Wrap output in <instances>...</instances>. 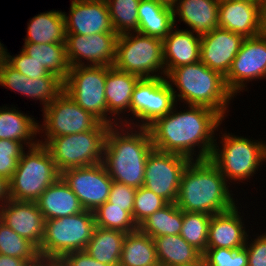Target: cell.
Segmentation results:
<instances>
[{
	"instance_id": "obj_24",
	"label": "cell",
	"mask_w": 266,
	"mask_h": 266,
	"mask_svg": "<svg viewBox=\"0 0 266 266\" xmlns=\"http://www.w3.org/2000/svg\"><path fill=\"white\" fill-rule=\"evenodd\" d=\"M219 2L220 0H177L173 8L174 26L183 22L188 27L187 30L200 36L211 32L219 27Z\"/></svg>"
},
{
	"instance_id": "obj_5",
	"label": "cell",
	"mask_w": 266,
	"mask_h": 266,
	"mask_svg": "<svg viewBox=\"0 0 266 266\" xmlns=\"http://www.w3.org/2000/svg\"><path fill=\"white\" fill-rule=\"evenodd\" d=\"M220 127L221 125V132L219 137L216 133L209 161L221 172L230 186L240 182L248 184L246 182L258 174L262 165H265L264 162L266 163V141L249 139L241 134L235 135Z\"/></svg>"
},
{
	"instance_id": "obj_11",
	"label": "cell",
	"mask_w": 266,
	"mask_h": 266,
	"mask_svg": "<svg viewBox=\"0 0 266 266\" xmlns=\"http://www.w3.org/2000/svg\"><path fill=\"white\" fill-rule=\"evenodd\" d=\"M106 66L70 67L64 92L83 110L107 124Z\"/></svg>"
},
{
	"instance_id": "obj_19",
	"label": "cell",
	"mask_w": 266,
	"mask_h": 266,
	"mask_svg": "<svg viewBox=\"0 0 266 266\" xmlns=\"http://www.w3.org/2000/svg\"><path fill=\"white\" fill-rule=\"evenodd\" d=\"M139 80L138 76L106 66L107 125L129 126L130 103Z\"/></svg>"
},
{
	"instance_id": "obj_46",
	"label": "cell",
	"mask_w": 266,
	"mask_h": 266,
	"mask_svg": "<svg viewBox=\"0 0 266 266\" xmlns=\"http://www.w3.org/2000/svg\"><path fill=\"white\" fill-rule=\"evenodd\" d=\"M63 259L69 264V266H111L98 262L84 250L66 254Z\"/></svg>"
},
{
	"instance_id": "obj_15",
	"label": "cell",
	"mask_w": 266,
	"mask_h": 266,
	"mask_svg": "<svg viewBox=\"0 0 266 266\" xmlns=\"http://www.w3.org/2000/svg\"><path fill=\"white\" fill-rule=\"evenodd\" d=\"M66 34L65 46L70 67L114 66L119 37L116 32L94 35Z\"/></svg>"
},
{
	"instance_id": "obj_40",
	"label": "cell",
	"mask_w": 266,
	"mask_h": 266,
	"mask_svg": "<svg viewBox=\"0 0 266 266\" xmlns=\"http://www.w3.org/2000/svg\"><path fill=\"white\" fill-rule=\"evenodd\" d=\"M202 257L208 266H248L245 246L239 249L207 248Z\"/></svg>"
},
{
	"instance_id": "obj_55",
	"label": "cell",
	"mask_w": 266,
	"mask_h": 266,
	"mask_svg": "<svg viewBox=\"0 0 266 266\" xmlns=\"http://www.w3.org/2000/svg\"><path fill=\"white\" fill-rule=\"evenodd\" d=\"M2 223V212H1V207H0V224Z\"/></svg>"
},
{
	"instance_id": "obj_23",
	"label": "cell",
	"mask_w": 266,
	"mask_h": 266,
	"mask_svg": "<svg viewBox=\"0 0 266 266\" xmlns=\"http://www.w3.org/2000/svg\"><path fill=\"white\" fill-rule=\"evenodd\" d=\"M201 36L174 26L163 39V61L165 75L174 68L200 61Z\"/></svg>"
},
{
	"instance_id": "obj_1",
	"label": "cell",
	"mask_w": 266,
	"mask_h": 266,
	"mask_svg": "<svg viewBox=\"0 0 266 266\" xmlns=\"http://www.w3.org/2000/svg\"><path fill=\"white\" fill-rule=\"evenodd\" d=\"M178 105L181 104L176 103L171 112L147 127L154 149L183 155L190 160L209 159L215 134L226 119L209 107L183 104L185 109L181 111Z\"/></svg>"
},
{
	"instance_id": "obj_54",
	"label": "cell",
	"mask_w": 266,
	"mask_h": 266,
	"mask_svg": "<svg viewBox=\"0 0 266 266\" xmlns=\"http://www.w3.org/2000/svg\"><path fill=\"white\" fill-rule=\"evenodd\" d=\"M265 32H266V0H265Z\"/></svg>"
},
{
	"instance_id": "obj_21",
	"label": "cell",
	"mask_w": 266,
	"mask_h": 266,
	"mask_svg": "<svg viewBox=\"0 0 266 266\" xmlns=\"http://www.w3.org/2000/svg\"><path fill=\"white\" fill-rule=\"evenodd\" d=\"M239 205L237 203L226 212L212 215L209 224L207 248L239 249L245 246L248 235L251 232L247 229L249 225L246 226L245 224L244 213L240 212L242 205L240 203Z\"/></svg>"
},
{
	"instance_id": "obj_50",
	"label": "cell",
	"mask_w": 266,
	"mask_h": 266,
	"mask_svg": "<svg viewBox=\"0 0 266 266\" xmlns=\"http://www.w3.org/2000/svg\"><path fill=\"white\" fill-rule=\"evenodd\" d=\"M6 56H7V48L1 43L0 41V66L4 61H6Z\"/></svg>"
},
{
	"instance_id": "obj_22",
	"label": "cell",
	"mask_w": 266,
	"mask_h": 266,
	"mask_svg": "<svg viewBox=\"0 0 266 266\" xmlns=\"http://www.w3.org/2000/svg\"><path fill=\"white\" fill-rule=\"evenodd\" d=\"M2 222L38 249L44 235L45 219L37 202L8 200L1 206Z\"/></svg>"
},
{
	"instance_id": "obj_2",
	"label": "cell",
	"mask_w": 266,
	"mask_h": 266,
	"mask_svg": "<svg viewBox=\"0 0 266 266\" xmlns=\"http://www.w3.org/2000/svg\"><path fill=\"white\" fill-rule=\"evenodd\" d=\"M153 149L148 128L110 126L105 139L103 164L113 181L137 189L144 185L147 157Z\"/></svg>"
},
{
	"instance_id": "obj_7",
	"label": "cell",
	"mask_w": 266,
	"mask_h": 266,
	"mask_svg": "<svg viewBox=\"0 0 266 266\" xmlns=\"http://www.w3.org/2000/svg\"><path fill=\"white\" fill-rule=\"evenodd\" d=\"M96 227L94 212L45 220L44 235L38 249L40 257L63 258L66 254L85 250Z\"/></svg>"
},
{
	"instance_id": "obj_38",
	"label": "cell",
	"mask_w": 266,
	"mask_h": 266,
	"mask_svg": "<svg viewBox=\"0 0 266 266\" xmlns=\"http://www.w3.org/2000/svg\"><path fill=\"white\" fill-rule=\"evenodd\" d=\"M64 92V81L56 75L49 74L37 79L27 80L25 97L33 99L42 104L43 111L46 106L56 100Z\"/></svg>"
},
{
	"instance_id": "obj_35",
	"label": "cell",
	"mask_w": 266,
	"mask_h": 266,
	"mask_svg": "<svg viewBox=\"0 0 266 266\" xmlns=\"http://www.w3.org/2000/svg\"><path fill=\"white\" fill-rule=\"evenodd\" d=\"M0 254L26 259L31 264L41 258L38 248L32 242L18 235L3 222L0 224Z\"/></svg>"
},
{
	"instance_id": "obj_56",
	"label": "cell",
	"mask_w": 266,
	"mask_h": 266,
	"mask_svg": "<svg viewBox=\"0 0 266 266\" xmlns=\"http://www.w3.org/2000/svg\"><path fill=\"white\" fill-rule=\"evenodd\" d=\"M220 1H246V0H220Z\"/></svg>"
},
{
	"instance_id": "obj_27",
	"label": "cell",
	"mask_w": 266,
	"mask_h": 266,
	"mask_svg": "<svg viewBox=\"0 0 266 266\" xmlns=\"http://www.w3.org/2000/svg\"><path fill=\"white\" fill-rule=\"evenodd\" d=\"M24 43H65L66 26L62 10L40 12L27 23Z\"/></svg>"
},
{
	"instance_id": "obj_13",
	"label": "cell",
	"mask_w": 266,
	"mask_h": 266,
	"mask_svg": "<svg viewBox=\"0 0 266 266\" xmlns=\"http://www.w3.org/2000/svg\"><path fill=\"white\" fill-rule=\"evenodd\" d=\"M190 161L183 155L153 149L147 157L143 186L168 203H176L181 175Z\"/></svg>"
},
{
	"instance_id": "obj_36",
	"label": "cell",
	"mask_w": 266,
	"mask_h": 266,
	"mask_svg": "<svg viewBox=\"0 0 266 266\" xmlns=\"http://www.w3.org/2000/svg\"><path fill=\"white\" fill-rule=\"evenodd\" d=\"M212 215L183 211L180 236L202 254L207 249L209 224Z\"/></svg>"
},
{
	"instance_id": "obj_39",
	"label": "cell",
	"mask_w": 266,
	"mask_h": 266,
	"mask_svg": "<svg viewBox=\"0 0 266 266\" xmlns=\"http://www.w3.org/2000/svg\"><path fill=\"white\" fill-rule=\"evenodd\" d=\"M167 204L168 202L165 199L144 186L137 188L133 206L134 222L139 226L151 214L162 209Z\"/></svg>"
},
{
	"instance_id": "obj_48",
	"label": "cell",
	"mask_w": 266,
	"mask_h": 266,
	"mask_svg": "<svg viewBox=\"0 0 266 266\" xmlns=\"http://www.w3.org/2000/svg\"><path fill=\"white\" fill-rule=\"evenodd\" d=\"M10 199L9 180L0 175V207Z\"/></svg>"
},
{
	"instance_id": "obj_33",
	"label": "cell",
	"mask_w": 266,
	"mask_h": 266,
	"mask_svg": "<svg viewBox=\"0 0 266 266\" xmlns=\"http://www.w3.org/2000/svg\"><path fill=\"white\" fill-rule=\"evenodd\" d=\"M183 225V210L176 203H168L151 214L138 228L148 236L178 235Z\"/></svg>"
},
{
	"instance_id": "obj_20",
	"label": "cell",
	"mask_w": 266,
	"mask_h": 266,
	"mask_svg": "<svg viewBox=\"0 0 266 266\" xmlns=\"http://www.w3.org/2000/svg\"><path fill=\"white\" fill-rule=\"evenodd\" d=\"M244 39L240 34L216 27L201 36L200 61L225 77Z\"/></svg>"
},
{
	"instance_id": "obj_26",
	"label": "cell",
	"mask_w": 266,
	"mask_h": 266,
	"mask_svg": "<svg viewBox=\"0 0 266 266\" xmlns=\"http://www.w3.org/2000/svg\"><path fill=\"white\" fill-rule=\"evenodd\" d=\"M36 202L45 220L67 217L85 210L61 177L52 183Z\"/></svg>"
},
{
	"instance_id": "obj_30",
	"label": "cell",
	"mask_w": 266,
	"mask_h": 266,
	"mask_svg": "<svg viewBox=\"0 0 266 266\" xmlns=\"http://www.w3.org/2000/svg\"><path fill=\"white\" fill-rule=\"evenodd\" d=\"M126 234L101 227H95L85 252L100 263L119 266Z\"/></svg>"
},
{
	"instance_id": "obj_49",
	"label": "cell",
	"mask_w": 266,
	"mask_h": 266,
	"mask_svg": "<svg viewBox=\"0 0 266 266\" xmlns=\"http://www.w3.org/2000/svg\"><path fill=\"white\" fill-rule=\"evenodd\" d=\"M49 266H69V264L63 258H49Z\"/></svg>"
},
{
	"instance_id": "obj_25",
	"label": "cell",
	"mask_w": 266,
	"mask_h": 266,
	"mask_svg": "<svg viewBox=\"0 0 266 266\" xmlns=\"http://www.w3.org/2000/svg\"><path fill=\"white\" fill-rule=\"evenodd\" d=\"M18 109L15 105L7 107V104L0 107V139L21 142L26 148L33 147L39 143L40 122Z\"/></svg>"
},
{
	"instance_id": "obj_12",
	"label": "cell",
	"mask_w": 266,
	"mask_h": 266,
	"mask_svg": "<svg viewBox=\"0 0 266 266\" xmlns=\"http://www.w3.org/2000/svg\"><path fill=\"white\" fill-rule=\"evenodd\" d=\"M176 103L166 78L140 79L132 94L129 126L147 128L157 118L171 112Z\"/></svg>"
},
{
	"instance_id": "obj_37",
	"label": "cell",
	"mask_w": 266,
	"mask_h": 266,
	"mask_svg": "<svg viewBox=\"0 0 266 266\" xmlns=\"http://www.w3.org/2000/svg\"><path fill=\"white\" fill-rule=\"evenodd\" d=\"M97 227L121 231L125 234L138 229L133 217L125 211V207L112 206L106 201L94 211Z\"/></svg>"
},
{
	"instance_id": "obj_43",
	"label": "cell",
	"mask_w": 266,
	"mask_h": 266,
	"mask_svg": "<svg viewBox=\"0 0 266 266\" xmlns=\"http://www.w3.org/2000/svg\"><path fill=\"white\" fill-rule=\"evenodd\" d=\"M29 78L14 67H12L7 61H4L0 66V85L5 89L8 88L13 92H16L25 95L27 80Z\"/></svg>"
},
{
	"instance_id": "obj_44",
	"label": "cell",
	"mask_w": 266,
	"mask_h": 266,
	"mask_svg": "<svg viewBox=\"0 0 266 266\" xmlns=\"http://www.w3.org/2000/svg\"><path fill=\"white\" fill-rule=\"evenodd\" d=\"M136 191L137 189L132 186L113 181L108 202L111 203L112 206L125 207V211L133 217Z\"/></svg>"
},
{
	"instance_id": "obj_3",
	"label": "cell",
	"mask_w": 266,
	"mask_h": 266,
	"mask_svg": "<svg viewBox=\"0 0 266 266\" xmlns=\"http://www.w3.org/2000/svg\"><path fill=\"white\" fill-rule=\"evenodd\" d=\"M230 188L209 159L191 160L182 172L176 205L186 212L208 215L226 212L239 203Z\"/></svg>"
},
{
	"instance_id": "obj_14",
	"label": "cell",
	"mask_w": 266,
	"mask_h": 266,
	"mask_svg": "<svg viewBox=\"0 0 266 266\" xmlns=\"http://www.w3.org/2000/svg\"><path fill=\"white\" fill-rule=\"evenodd\" d=\"M262 79H266V32L243 40L225 76L226 85L235 98L240 92L248 91L249 82Z\"/></svg>"
},
{
	"instance_id": "obj_53",
	"label": "cell",
	"mask_w": 266,
	"mask_h": 266,
	"mask_svg": "<svg viewBox=\"0 0 266 266\" xmlns=\"http://www.w3.org/2000/svg\"><path fill=\"white\" fill-rule=\"evenodd\" d=\"M183 266H208L206 262L204 261V258L202 257L200 260L196 261L195 263L189 264V265H183Z\"/></svg>"
},
{
	"instance_id": "obj_29",
	"label": "cell",
	"mask_w": 266,
	"mask_h": 266,
	"mask_svg": "<svg viewBox=\"0 0 266 266\" xmlns=\"http://www.w3.org/2000/svg\"><path fill=\"white\" fill-rule=\"evenodd\" d=\"M157 260L161 266H183L195 263L202 253L187 243L180 234L153 238Z\"/></svg>"
},
{
	"instance_id": "obj_31",
	"label": "cell",
	"mask_w": 266,
	"mask_h": 266,
	"mask_svg": "<svg viewBox=\"0 0 266 266\" xmlns=\"http://www.w3.org/2000/svg\"><path fill=\"white\" fill-rule=\"evenodd\" d=\"M159 265L153 238L139 228L127 233L123 242L119 266Z\"/></svg>"
},
{
	"instance_id": "obj_9",
	"label": "cell",
	"mask_w": 266,
	"mask_h": 266,
	"mask_svg": "<svg viewBox=\"0 0 266 266\" xmlns=\"http://www.w3.org/2000/svg\"><path fill=\"white\" fill-rule=\"evenodd\" d=\"M109 125L102 123L96 130L51 137L48 148L57 170L90 166L103 162L105 139Z\"/></svg>"
},
{
	"instance_id": "obj_6",
	"label": "cell",
	"mask_w": 266,
	"mask_h": 266,
	"mask_svg": "<svg viewBox=\"0 0 266 266\" xmlns=\"http://www.w3.org/2000/svg\"><path fill=\"white\" fill-rule=\"evenodd\" d=\"M59 177L60 172L44 144L28 147L9 179L10 198L15 201L36 202Z\"/></svg>"
},
{
	"instance_id": "obj_17",
	"label": "cell",
	"mask_w": 266,
	"mask_h": 266,
	"mask_svg": "<svg viewBox=\"0 0 266 266\" xmlns=\"http://www.w3.org/2000/svg\"><path fill=\"white\" fill-rule=\"evenodd\" d=\"M219 27L252 38L265 32V0L220 1Z\"/></svg>"
},
{
	"instance_id": "obj_8",
	"label": "cell",
	"mask_w": 266,
	"mask_h": 266,
	"mask_svg": "<svg viewBox=\"0 0 266 266\" xmlns=\"http://www.w3.org/2000/svg\"><path fill=\"white\" fill-rule=\"evenodd\" d=\"M114 67L140 79L166 78L163 40L138 32L119 35Z\"/></svg>"
},
{
	"instance_id": "obj_4",
	"label": "cell",
	"mask_w": 266,
	"mask_h": 266,
	"mask_svg": "<svg viewBox=\"0 0 266 266\" xmlns=\"http://www.w3.org/2000/svg\"><path fill=\"white\" fill-rule=\"evenodd\" d=\"M166 79L177 103L209 107L224 119L228 117L229 105L235 96L219 72L198 61L174 68Z\"/></svg>"
},
{
	"instance_id": "obj_32",
	"label": "cell",
	"mask_w": 266,
	"mask_h": 266,
	"mask_svg": "<svg viewBox=\"0 0 266 266\" xmlns=\"http://www.w3.org/2000/svg\"><path fill=\"white\" fill-rule=\"evenodd\" d=\"M22 50L42 64L49 73L66 80L70 70L65 43H24Z\"/></svg>"
},
{
	"instance_id": "obj_51",
	"label": "cell",
	"mask_w": 266,
	"mask_h": 266,
	"mask_svg": "<svg viewBox=\"0 0 266 266\" xmlns=\"http://www.w3.org/2000/svg\"><path fill=\"white\" fill-rule=\"evenodd\" d=\"M154 1L172 9L175 7L177 2V0H154Z\"/></svg>"
},
{
	"instance_id": "obj_10",
	"label": "cell",
	"mask_w": 266,
	"mask_h": 266,
	"mask_svg": "<svg viewBox=\"0 0 266 266\" xmlns=\"http://www.w3.org/2000/svg\"><path fill=\"white\" fill-rule=\"evenodd\" d=\"M42 113L43 121L39 124L38 136L41 138L39 139L41 144H45L51 137L96 130L102 124L98 118L83 110L65 92L46 106Z\"/></svg>"
},
{
	"instance_id": "obj_47",
	"label": "cell",
	"mask_w": 266,
	"mask_h": 266,
	"mask_svg": "<svg viewBox=\"0 0 266 266\" xmlns=\"http://www.w3.org/2000/svg\"><path fill=\"white\" fill-rule=\"evenodd\" d=\"M30 264L31 263L26 259L0 254V266H30Z\"/></svg>"
},
{
	"instance_id": "obj_16",
	"label": "cell",
	"mask_w": 266,
	"mask_h": 266,
	"mask_svg": "<svg viewBox=\"0 0 266 266\" xmlns=\"http://www.w3.org/2000/svg\"><path fill=\"white\" fill-rule=\"evenodd\" d=\"M60 177L75 193L85 210L94 212L108 201L113 180L103 162L66 169L60 173Z\"/></svg>"
},
{
	"instance_id": "obj_41",
	"label": "cell",
	"mask_w": 266,
	"mask_h": 266,
	"mask_svg": "<svg viewBox=\"0 0 266 266\" xmlns=\"http://www.w3.org/2000/svg\"><path fill=\"white\" fill-rule=\"evenodd\" d=\"M21 142L0 139V175L8 180L17 168L19 159L27 148Z\"/></svg>"
},
{
	"instance_id": "obj_45",
	"label": "cell",
	"mask_w": 266,
	"mask_h": 266,
	"mask_svg": "<svg viewBox=\"0 0 266 266\" xmlns=\"http://www.w3.org/2000/svg\"><path fill=\"white\" fill-rule=\"evenodd\" d=\"M261 231L260 234H253L254 239L248 235L245 244L248 253V266H266V231L264 233Z\"/></svg>"
},
{
	"instance_id": "obj_34",
	"label": "cell",
	"mask_w": 266,
	"mask_h": 266,
	"mask_svg": "<svg viewBox=\"0 0 266 266\" xmlns=\"http://www.w3.org/2000/svg\"><path fill=\"white\" fill-rule=\"evenodd\" d=\"M114 31L118 35L138 32L140 0H105Z\"/></svg>"
},
{
	"instance_id": "obj_42",
	"label": "cell",
	"mask_w": 266,
	"mask_h": 266,
	"mask_svg": "<svg viewBox=\"0 0 266 266\" xmlns=\"http://www.w3.org/2000/svg\"><path fill=\"white\" fill-rule=\"evenodd\" d=\"M18 53L19 54L10 55L7 49L6 61L23 75L28 78L37 79L50 74L42 64L32 59L22 49Z\"/></svg>"
},
{
	"instance_id": "obj_52",
	"label": "cell",
	"mask_w": 266,
	"mask_h": 266,
	"mask_svg": "<svg viewBox=\"0 0 266 266\" xmlns=\"http://www.w3.org/2000/svg\"><path fill=\"white\" fill-rule=\"evenodd\" d=\"M30 266H49L48 259L40 258L37 262L30 264Z\"/></svg>"
},
{
	"instance_id": "obj_28",
	"label": "cell",
	"mask_w": 266,
	"mask_h": 266,
	"mask_svg": "<svg viewBox=\"0 0 266 266\" xmlns=\"http://www.w3.org/2000/svg\"><path fill=\"white\" fill-rule=\"evenodd\" d=\"M138 33L164 39L174 27L173 9L154 0H140Z\"/></svg>"
},
{
	"instance_id": "obj_18",
	"label": "cell",
	"mask_w": 266,
	"mask_h": 266,
	"mask_svg": "<svg viewBox=\"0 0 266 266\" xmlns=\"http://www.w3.org/2000/svg\"><path fill=\"white\" fill-rule=\"evenodd\" d=\"M70 1L69 13L63 12L66 33L94 35L115 32L105 0Z\"/></svg>"
}]
</instances>
